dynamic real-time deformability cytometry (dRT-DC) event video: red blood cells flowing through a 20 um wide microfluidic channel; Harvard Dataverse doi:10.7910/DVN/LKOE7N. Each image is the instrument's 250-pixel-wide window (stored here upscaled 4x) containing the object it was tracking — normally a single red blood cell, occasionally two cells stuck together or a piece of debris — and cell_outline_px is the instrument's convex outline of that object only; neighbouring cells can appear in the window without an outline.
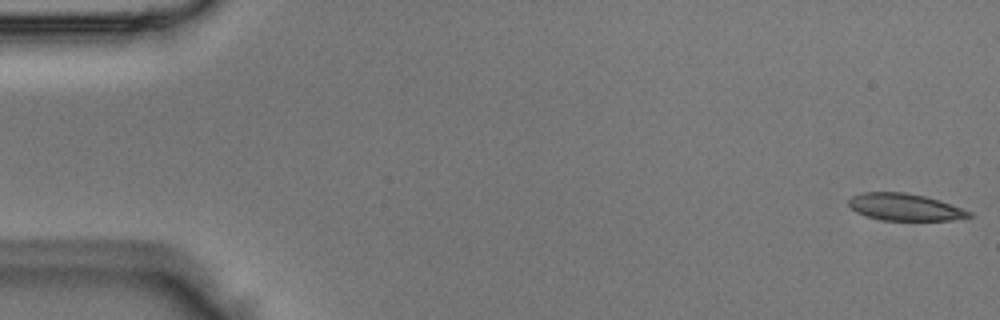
{"species": "Egyptian fruit bat (a non-hibernating species)", "species_latin": "Rousettus aegyptiacus", "temperature_condition": "room temperature", "stored_images_in_passage": 5, "camera_frame_rate_fps": 3000, "um_per_image_px": 0.085, "animal": {"sex": "male"}, "frame": {"image": 1, "passage_image": 1, "time_ms": 0.0, "image_size_px": [1000, 320], "cell_outline_px": [[976, 216], [952, 220], [880, 220], [856, 212], [848, 204], [848, 200], [852, 196], [864, 192], [904, 192], [924, 196], [940, 200], [972, 212]], "centroid_in_image_um": [76.94, 17.6], "position_along_channel_um": 8.1, "area_um2": 18.96}}
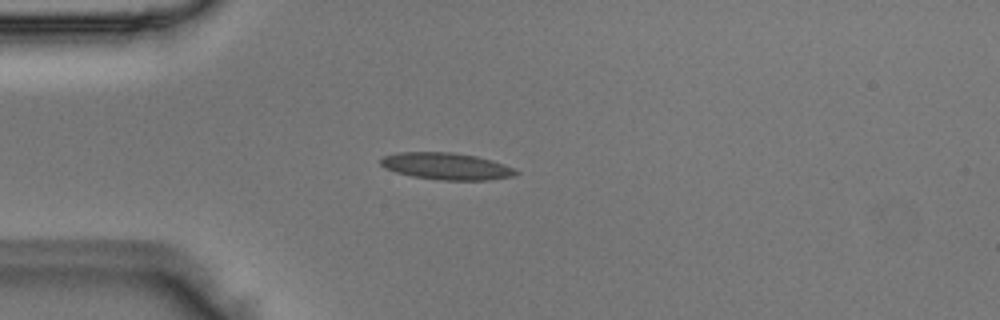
{"frame": {"image": 2, "passage_image": 4, "time_ms": 1.0, "image_size_px": [1000, 320], "cell_outline_px": [[520, 172], [512, 176], [488, 180], [440, 180], [412, 176], [396, 172], [384, 168], [380, 164], [380, 160], [384, 156], [396, 152], [452, 152], [476, 156], [492, 160], [504, 164]], "centroid_in_image_um": [37.91, 14.12], "position_along_channel_um": 47.1, "area_um2": 21.15}}